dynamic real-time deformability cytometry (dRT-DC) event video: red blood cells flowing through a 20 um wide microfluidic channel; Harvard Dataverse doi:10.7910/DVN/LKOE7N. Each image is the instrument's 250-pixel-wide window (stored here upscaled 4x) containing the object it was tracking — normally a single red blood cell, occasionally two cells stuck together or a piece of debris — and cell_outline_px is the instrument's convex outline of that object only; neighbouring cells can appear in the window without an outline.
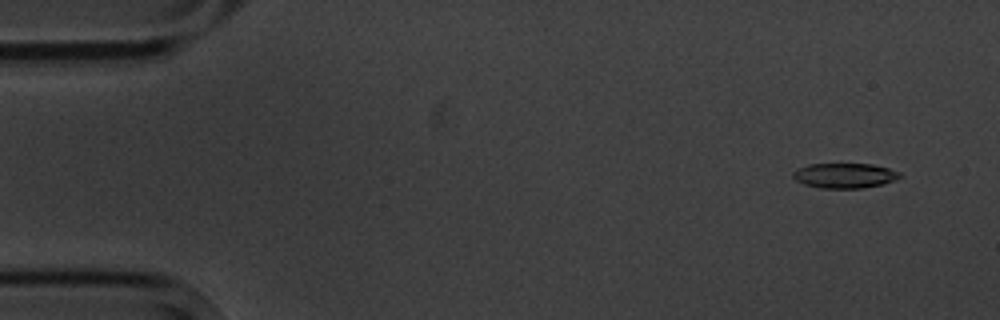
{"species": "common noctule bat (a hibernating species)", "species_latin": "Nyctalus noctula", "temperature_condition": "cold", "stored_images_in_passage": 5, "camera_frame_rate_fps": 3000, "um_per_image_px": 0.085, "animal": {"sex": "male", "body_mass_g": 20.1, "forearm_length_mm": 53.5}, "frame": {"image": 1, "passage_image": 2, "time_ms": 1.0, "image_size_px": [1000, 320], "cell_outline_px": [[904, 176], [880, 184], [860, 188], [820, 188], [804, 184], [796, 180], [792, 176], [792, 172], [808, 164], [872, 164], [888, 168], [900, 172]], "centroid_in_image_um": [71.78, 14.92], "position_along_channel_um": 13.2, "area_um2": 15.37}}